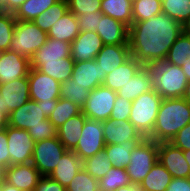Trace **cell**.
I'll use <instances>...</instances> for the list:
<instances>
[{
	"instance_id": "1f68e13d",
	"label": "cell",
	"mask_w": 190,
	"mask_h": 191,
	"mask_svg": "<svg viewBox=\"0 0 190 191\" xmlns=\"http://www.w3.org/2000/svg\"><path fill=\"white\" fill-rule=\"evenodd\" d=\"M59 0H26L14 13L20 21H34L40 14Z\"/></svg>"
},
{
	"instance_id": "f546056e",
	"label": "cell",
	"mask_w": 190,
	"mask_h": 191,
	"mask_svg": "<svg viewBox=\"0 0 190 191\" xmlns=\"http://www.w3.org/2000/svg\"><path fill=\"white\" fill-rule=\"evenodd\" d=\"M139 142L141 141L105 145L104 149L113 167L126 168L130 162L131 152Z\"/></svg>"
},
{
	"instance_id": "f6af8a7d",
	"label": "cell",
	"mask_w": 190,
	"mask_h": 191,
	"mask_svg": "<svg viewBox=\"0 0 190 191\" xmlns=\"http://www.w3.org/2000/svg\"><path fill=\"white\" fill-rule=\"evenodd\" d=\"M131 106L132 101L117 95L109 118L116 120H129Z\"/></svg>"
},
{
	"instance_id": "52a82bcc",
	"label": "cell",
	"mask_w": 190,
	"mask_h": 191,
	"mask_svg": "<svg viewBox=\"0 0 190 191\" xmlns=\"http://www.w3.org/2000/svg\"><path fill=\"white\" fill-rule=\"evenodd\" d=\"M66 151L58 137L36 142L31 163L42 176H49Z\"/></svg>"
},
{
	"instance_id": "f5cc1de1",
	"label": "cell",
	"mask_w": 190,
	"mask_h": 191,
	"mask_svg": "<svg viewBox=\"0 0 190 191\" xmlns=\"http://www.w3.org/2000/svg\"><path fill=\"white\" fill-rule=\"evenodd\" d=\"M26 0H6V12L15 13Z\"/></svg>"
},
{
	"instance_id": "83f0119b",
	"label": "cell",
	"mask_w": 190,
	"mask_h": 191,
	"mask_svg": "<svg viewBox=\"0 0 190 191\" xmlns=\"http://www.w3.org/2000/svg\"><path fill=\"white\" fill-rule=\"evenodd\" d=\"M171 179V174L157 160L150 172L139 184V189L142 191H166Z\"/></svg>"
},
{
	"instance_id": "f35d334b",
	"label": "cell",
	"mask_w": 190,
	"mask_h": 191,
	"mask_svg": "<svg viewBox=\"0 0 190 191\" xmlns=\"http://www.w3.org/2000/svg\"><path fill=\"white\" fill-rule=\"evenodd\" d=\"M162 13V0H135L132 3L133 22L145 21Z\"/></svg>"
},
{
	"instance_id": "6f0895ef",
	"label": "cell",
	"mask_w": 190,
	"mask_h": 191,
	"mask_svg": "<svg viewBox=\"0 0 190 191\" xmlns=\"http://www.w3.org/2000/svg\"><path fill=\"white\" fill-rule=\"evenodd\" d=\"M182 33L190 36V16L181 24Z\"/></svg>"
},
{
	"instance_id": "bcb514c9",
	"label": "cell",
	"mask_w": 190,
	"mask_h": 191,
	"mask_svg": "<svg viewBox=\"0 0 190 191\" xmlns=\"http://www.w3.org/2000/svg\"><path fill=\"white\" fill-rule=\"evenodd\" d=\"M28 132L35 143L57 137V128L54 125H37L31 127Z\"/></svg>"
},
{
	"instance_id": "6da1fadb",
	"label": "cell",
	"mask_w": 190,
	"mask_h": 191,
	"mask_svg": "<svg viewBox=\"0 0 190 191\" xmlns=\"http://www.w3.org/2000/svg\"><path fill=\"white\" fill-rule=\"evenodd\" d=\"M181 34V24L164 13L145 21L132 22L128 36L131 56L143 66L164 61Z\"/></svg>"
},
{
	"instance_id": "ba28073f",
	"label": "cell",
	"mask_w": 190,
	"mask_h": 191,
	"mask_svg": "<svg viewBox=\"0 0 190 191\" xmlns=\"http://www.w3.org/2000/svg\"><path fill=\"white\" fill-rule=\"evenodd\" d=\"M116 96V91L100 85L90 92L82 113L88 119L106 121L110 117Z\"/></svg>"
},
{
	"instance_id": "74e56055",
	"label": "cell",
	"mask_w": 190,
	"mask_h": 191,
	"mask_svg": "<svg viewBox=\"0 0 190 191\" xmlns=\"http://www.w3.org/2000/svg\"><path fill=\"white\" fill-rule=\"evenodd\" d=\"M132 184L126 168L112 167L100 180L99 191H115L117 188Z\"/></svg>"
},
{
	"instance_id": "7402d4cb",
	"label": "cell",
	"mask_w": 190,
	"mask_h": 191,
	"mask_svg": "<svg viewBox=\"0 0 190 191\" xmlns=\"http://www.w3.org/2000/svg\"><path fill=\"white\" fill-rule=\"evenodd\" d=\"M131 57L129 45H103L95 61L103 74H109Z\"/></svg>"
},
{
	"instance_id": "7bdbcfd3",
	"label": "cell",
	"mask_w": 190,
	"mask_h": 191,
	"mask_svg": "<svg viewBox=\"0 0 190 191\" xmlns=\"http://www.w3.org/2000/svg\"><path fill=\"white\" fill-rule=\"evenodd\" d=\"M68 9L75 15L101 11V0H67Z\"/></svg>"
},
{
	"instance_id": "4316f807",
	"label": "cell",
	"mask_w": 190,
	"mask_h": 191,
	"mask_svg": "<svg viewBox=\"0 0 190 191\" xmlns=\"http://www.w3.org/2000/svg\"><path fill=\"white\" fill-rule=\"evenodd\" d=\"M79 32L77 16L68 11L57 22H55V24H53L47 33V36L59 41L72 43V41L78 36Z\"/></svg>"
},
{
	"instance_id": "60d3db41",
	"label": "cell",
	"mask_w": 190,
	"mask_h": 191,
	"mask_svg": "<svg viewBox=\"0 0 190 191\" xmlns=\"http://www.w3.org/2000/svg\"><path fill=\"white\" fill-rule=\"evenodd\" d=\"M13 13L0 12V52L9 50L15 29Z\"/></svg>"
},
{
	"instance_id": "11a10c76",
	"label": "cell",
	"mask_w": 190,
	"mask_h": 191,
	"mask_svg": "<svg viewBox=\"0 0 190 191\" xmlns=\"http://www.w3.org/2000/svg\"><path fill=\"white\" fill-rule=\"evenodd\" d=\"M8 126V116L0 111V130L5 129Z\"/></svg>"
},
{
	"instance_id": "5bb4252c",
	"label": "cell",
	"mask_w": 190,
	"mask_h": 191,
	"mask_svg": "<svg viewBox=\"0 0 190 191\" xmlns=\"http://www.w3.org/2000/svg\"><path fill=\"white\" fill-rule=\"evenodd\" d=\"M158 160L172 178H190V167L184 157L183 150L172 143H158Z\"/></svg>"
},
{
	"instance_id": "6125c7cd",
	"label": "cell",
	"mask_w": 190,
	"mask_h": 191,
	"mask_svg": "<svg viewBox=\"0 0 190 191\" xmlns=\"http://www.w3.org/2000/svg\"><path fill=\"white\" fill-rule=\"evenodd\" d=\"M0 11L6 12V0H0Z\"/></svg>"
},
{
	"instance_id": "f907efd6",
	"label": "cell",
	"mask_w": 190,
	"mask_h": 191,
	"mask_svg": "<svg viewBox=\"0 0 190 191\" xmlns=\"http://www.w3.org/2000/svg\"><path fill=\"white\" fill-rule=\"evenodd\" d=\"M166 191H190V178H172Z\"/></svg>"
},
{
	"instance_id": "ffe728a7",
	"label": "cell",
	"mask_w": 190,
	"mask_h": 191,
	"mask_svg": "<svg viewBox=\"0 0 190 191\" xmlns=\"http://www.w3.org/2000/svg\"><path fill=\"white\" fill-rule=\"evenodd\" d=\"M71 78L75 84L92 91L103 85L106 74H103L100 65L94 60L75 62Z\"/></svg>"
},
{
	"instance_id": "9a60e30c",
	"label": "cell",
	"mask_w": 190,
	"mask_h": 191,
	"mask_svg": "<svg viewBox=\"0 0 190 191\" xmlns=\"http://www.w3.org/2000/svg\"><path fill=\"white\" fill-rule=\"evenodd\" d=\"M30 59L11 50L0 52V84L27 77Z\"/></svg>"
},
{
	"instance_id": "ee69618b",
	"label": "cell",
	"mask_w": 190,
	"mask_h": 191,
	"mask_svg": "<svg viewBox=\"0 0 190 191\" xmlns=\"http://www.w3.org/2000/svg\"><path fill=\"white\" fill-rule=\"evenodd\" d=\"M103 15L104 14L101 11L91 14L76 15L79 31H85V32L98 31L99 20H101V17H103Z\"/></svg>"
},
{
	"instance_id": "4dcf8cb0",
	"label": "cell",
	"mask_w": 190,
	"mask_h": 191,
	"mask_svg": "<svg viewBox=\"0 0 190 191\" xmlns=\"http://www.w3.org/2000/svg\"><path fill=\"white\" fill-rule=\"evenodd\" d=\"M68 11L69 9L67 0H59L42 14H40L33 22L42 31L48 33L53 24H55V22H57Z\"/></svg>"
},
{
	"instance_id": "d6986e66",
	"label": "cell",
	"mask_w": 190,
	"mask_h": 191,
	"mask_svg": "<svg viewBox=\"0 0 190 191\" xmlns=\"http://www.w3.org/2000/svg\"><path fill=\"white\" fill-rule=\"evenodd\" d=\"M68 57H71V43L47 37L46 42L30 59L31 68L38 69L44 63L59 62V59Z\"/></svg>"
},
{
	"instance_id": "9f6ffc18",
	"label": "cell",
	"mask_w": 190,
	"mask_h": 191,
	"mask_svg": "<svg viewBox=\"0 0 190 191\" xmlns=\"http://www.w3.org/2000/svg\"><path fill=\"white\" fill-rule=\"evenodd\" d=\"M115 191H140V189H139V185L129 184L127 186L117 188Z\"/></svg>"
},
{
	"instance_id": "94428289",
	"label": "cell",
	"mask_w": 190,
	"mask_h": 191,
	"mask_svg": "<svg viewBox=\"0 0 190 191\" xmlns=\"http://www.w3.org/2000/svg\"><path fill=\"white\" fill-rule=\"evenodd\" d=\"M183 154H184V157L190 167V149L189 150H186V151H183Z\"/></svg>"
},
{
	"instance_id": "8992f818",
	"label": "cell",
	"mask_w": 190,
	"mask_h": 191,
	"mask_svg": "<svg viewBox=\"0 0 190 191\" xmlns=\"http://www.w3.org/2000/svg\"><path fill=\"white\" fill-rule=\"evenodd\" d=\"M158 160V143L144 138L131 152L126 172L132 184L139 185Z\"/></svg>"
},
{
	"instance_id": "f1b7e54d",
	"label": "cell",
	"mask_w": 190,
	"mask_h": 191,
	"mask_svg": "<svg viewBox=\"0 0 190 191\" xmlns=\"http://www.w3.org/2000/svg\"><path fill=\"white\" fill-rule=\"evenodd\" d=\"M132 3L130 0H101V12L129 28L133 22Z\"/></svg>"
},
{
	"instance_id": "680465c9",
	"label": "cell",
	"mask_w": 190,
	"mask_h": 191,
	"mask_svg": "<svg viewBox=\"0 0 190 191\" xmlns=\"http://www.w3.org/2000/svg\"><path fill=\"white\" fill-rule=\"evenodd\" d=\"M181 68L184 74L186 75L187 80L190 81V61L186 64H183Z\"/></svg>"
},
{
	"instance_id": "be15d7a7",
	"label": "cell",
	"mask_w": 190,
	"mask_h": 191,
	"mask_svg": "<svg viewBox=\"0 0 190 191\" xmlns=\"http://www.w3.org/2000/svg\"><path fill=\"white\" fill-rule=\"evenodd\" d=\"M5 168L0 165V181L4 180Z\"/></svg>"
},
{
	"instance_id": "cb8c5ba5",
	"label": "cell",
	"mask_w": 190,
	"mask_h": 191,
	"mask_svg": "<svg viewBox=\"0 0 190 191\" xmlns=\"http://www.w3.org/2000/svg\"><path fill=\"white\" fill-rule=\"evenodd\" d=\"M151 90H153L152 72L148 66H143L130 81L117 91V95L133 101L141 94Z\"/></svg>"
},
{
	"instance_id": "7a4b0ae2",
	"label": "cell",
	"mask_w": 190,
	"mask_h": 191,
	"mask_svg": "<svg viewBox=\"0 0 190 191\" xmlns=\"http://www.w3.org/2000/svg\"><path fill=\"white\" fill-rule=\"evenodd\" d=\"M190 123V103L183 97L162 99L152 134L157 143L170 142L185 125Z\"/></svg>"
},
{
	"instance_id": "7dc6e473",
	"label": "cell",
	"mask_w": 190,
	"mask_h": 191,
	"mask_svg": "<svg viewBox=\"0 0 190 191\" xmlns=\"http://www.w3.org/2000/svg\"><path fill=\"white\" fill-rule=\"evenodd\" d=\"M170 143L182 149L183 151L190 149V123L185 125L178 133L171 139Z\"/></svg>"
},
{
	"instance_id": "db71d44e",
	"label": "cell",
	"mask_w": 190,
	"mask_h": 191,
	"mask_svg": "<svg viewBox=\"0 0 190 191\" xmlns=\"http://www.w3.org/2000/svg\"><path fill=\"white\" fill-rule=\"evenodd\" d=\"M0 191H21V190L17 189L15 186L10 185L3 180L1 181Z\"/></svg>"
},
{
	"instance_id": "8fae6325",
	"label": "cell",
	"mask_w": 190,
	"mask_h": 191,
	"mask_svg": "<svg viewBox=\"0 0 190 191\" xmlns=\"http://www.w3.org/2000/svg\"><path fill=\"white\" fill-rule=\"evenodd\" d=\"M30 100L28 77L0 84V111L10 113Z\"/></svg>"
},
{
	"instance_id": "ab89813d",
	"label": "cell",
	"mask_w": 190,
	"mask_h": 191,
	"mask_svg": "<svg viewBox=\"0 0 190 191\" xmlns=\"http://www.w3.org/2000/svg\"><path fill=\"white\" fill-rule=\"evenodd\" d=\"M162 13L183 24L190 16V0H162Z\"/></svg>"
},
{
	"instance_id": "8d00e7d4",
	"label": "cell",
	"mask_w": 190,
	"mask_h": 191,
	"mask_svg": "<svg viewBox=\"0 0 190 191\" xmlns=\"http://www.w3.org/2000/svg\"><path fill=\"white\" fill-rule=\"evenodd\" d=\"M82 112V109L76 104L64 98L57 99V105L48 119L58 129L68 119Z\"/></svg>"
},
{
	"instance_id": "91938a15",
	"label": "cell",
	"mask_w": 190,
	"mask_h": 191,
	"mask_svg": "<svg viewBox=\"0 0 190 191\" xmlns=\"http://www.w3.org/2000/svg\"><path fill=\"white\" fill-rule=\"evenodd\" d=\"M186 101L190 103V81L186 84L185 92L182 96Z\"/></svg>"
},
{
	"instance_id": "d4e9b609",
	"label": "cell",
	"mask_w": 190,
	"mask_h": 191,
	"mask_svg": "<svg viewBox=\"0 0 190 191\" xmlns=\"http://www.w3.org/2000/svg\"><path fill=\"white\" fill-rule=\"evenodd\" d=\"M143 67L133 56L114 71L106 75L103 85L113 91H118Z\"/></svg>"
},
{
	"instance_id": "9c48e42d",
	"label": "cell",
	"mask_w": 190,
	"mask_h": 191,
	"mask_svg": "<svg viewBox=\"0 0 190 191\" xmlns=\"http://www.w3.org/2000/svg\"><path fill=\"white\" fill-rule=\"evenodd\" d=\"M8 151L10 155V164H27L32 161L35 141L24 129H17L11 126L5 128Z\"/></svg>"
},
{
	"instance_id": "277c9868",
	"label": "cell",
	"mask_w": 190,
	"mask_h": 191,
	"mask_svg": "<svg viewBox=\"0 0 190 191\" xmlns=\"http://www.w3.org/2000/svg\"><path fill=\"white\" fill-rule=\"evenodd\" d=\"M162 97L151 90L132 101L129 121L144 138L152 134Z\"/></svg>"
},
{
	"instance_id": "4fadbf2b",
	"label": "cell",
	"mask_w": 190,
	"mask_h": 191,
	"mask_svg": "<svg viewBox=\"0 0 190 191\" xmlns=\"http://www.w3.org/2000/svg\"><path fill=\"white\" fill-rule=\"evenodd\" d=\"M42 110V107L38 106L36 101L28 100L21 107L10 113L8 125L27 131L37 125H53Z\"/></svg>"
},
{
	"instance_id": "e575fe53",
	"label": "cell",
	"mask_w": 190,
	"mask_h": 191,
	"mask_svg": "<svg viewBox=\"0 0 190 191\" xmlns=\"http://www.w3.org/2000/svg\"><path fill=\"white\" fill-rule=\"evenodd\" d=\"M83 169L92 177L100 180L112 167L105 149L100 150L95 155L83 161Z\"/></svg>"
},
{
	"instance_id": "44dd1931",
	"label": "cell",
	"mask_w": 190,
	"mask_h": 191,
	"mask_svg": "<svg viewBox=\"0 0 190 191\" xmlns=\"http://www.w3.org/2000/svg\"><path fill=\"white\" fill-rule=\"evenodd\" d=\"M96 33L104 45H129V28L110 16L103 15L101 17Z\"/></svg>"
},
{
	"instance_id": "7c38bea8",
	"label": "cell",
	"mask_w": 190,
	"mask_h": 191,
	"mask_svg": "<svg viewBox=\"0 0 190 191\" xmlns=\"http://www.w3.org/2000/svg\"><path fill=\"white\" fill-rule=\"evenodd\" d=\"M30 100L50 102L60 98V82L42 73L38 69L30 68L28 73Z\"/></svg>"
},
{
	"instance_id": "d6a6232c",
	"label": "cell",
	"mask_w": 190,
	"mask_h": 191,
	"mask_svg": "<svg viewBox=\"0 0 190 191\" xmlns=\"http://www.w3.org/2000/svg\"><path fill=\"white\" fill-rule=\"evenodd\" d=\"M58 61L44 63L38 70L61 83L71 78L75 62L72 57L59 59Z\"/></svg>"
},
{
	"instance_id": "ac0fdd59",
	"label": "cell",
	"mask_w": 190,
	"mask_h": 191,
	"mask_svg": "<svg viewBox=\"0 0 190 191\" xmlns=\"http://www.w3.org/2000/svg\"><path fill=\"white\" fill-rule=\"evenodd\" d=\"M103 45L96 32L80 31L71 43V57L74 62L94 60Z\"/></svg>"
},
{
	"instance_id": "836d02e7",
	"label": "cell",
	"mask_w": 190,
	"mask_h": 191,
	"mask_svg": "<svg viewBox=\"0 0 190 191\" xmlns=\"http://www.w3.org/2000/svg\"><path fill=\"white\" fill-rule=\"evenodd\" d=\"M165 61L181 67L190 61V36L181 34L170 47Z\"/></svg>"
},
{
	"instance_id": "3957f363",
	"label": "cell",
	"mask_w": 190,
	"mask_h": 191,
	"mask_svg": "<svg viewBox=\"0 0 190 191\" xmlns=\"http://www.w3.org/2000/svg\"><path fill=\"white\" fill-rule=\"evenodd\" d=\"M148 67L152 72L153 90L162 99L183 96L188 80L181 67L170 64L165 60Z\"/></svg>"
},
{
	"instance_id": "c3c4849f",
	"label": "cell",
	"mask_w": 190,
	"mask_h": 191,
	"mask_svg": "<svg viewBox=\"0 0 190 191\" xmlns=\"http://www.w3.org/2000/svg\"><path fill=\"white\" fill-rule=\"evenodd\" d=\"M33 191H66V188L50 176H42Z\"/></svg>"
},
{
	"instance_id": "b9f144b4",
	"label": "cell",
	"mask_w": 190,
	"mask_h": 191,
	"mask_svg": "<svg viewBox=\"0 0 190 191\" xmlns=\"http://www.w3.org/2000/svg\"><path fill=\"white\" fill-rule=\"evenodd\" d=\"M66 191H99V180L82 168L73 177Z\"/></svg>"
},
{
	"instance_id": "603a6c76",
	"label": "cell",
	"mask_w": 190,
	"mask_h": 191,
	"mask_svg": "<svg viewBox=\"0 0 190 191\" xmlns=\"http://www.w3.org/2000/svg\"><path fill=\"white\" fill-rule=\"evenodd\" d=\"M82 165V159L74 151L67 150L49 176L67 188L73 177L83 168Z\"/></svg>"
},
{
	"instance_id": "d590c367",
	"label": "cell",
	"mask_w": 190,
	"mask_h": 191,
	"mask_svg": "<svg viewBox=\"0 0 190 191\" xmlns=\"http://www.w3.org/2000/svg\"><path fill=\"white\" fill-rule=\"evenodd\" d=\"M90 92L91 91L86 90L84 87L75 84V80L72 78L60 84V98L67 99L81 109L84 108Z\"/></svg>"
},
{
	"instance_id": "681fc988",
	"label": "cell",
	"mask_w": 190,
	"mask_h": 191,
	"mask_svg": "<svg viewBox=\"0 0 190 191\" xmlns=\"http://www.w3.org/2000/svg\"><path fill=\"white\" fill-rule=\"evenodd\" d=\"M7 143L6 130H0V165H2L4 168H7L11 165Z\"/></svg>"
},
{
	"instance_id": "484cf974",
	"label": "cell",
	"mask_w": 190,
	"mask_h": 191,
	"mask_svg": "<svg viewBox=\"0 0 190 191\" xmlns=\"http://www.w3.org/2000/svg\"><path fill=\"white\" fill-rule=\"evenodd\" d=\"M86 119L87 117L81 112L57 129V137L67 150L73 151L76 148Z\"/></svg>"
},
{
	"instance_id": "816d5d0a",
	"label": "cell",
	"mask_w": 190,
	"mask_h": 191,
	"mask_svg": "<svg viewBox=\"0 0 190 191\" xmlns=\"http://www.w3.org/2000/svg\"><path fill=\"white\" fill-rule=\"evenodd\" d=\"M38 106L42 107V112L48 118L57 105V100H50V102L37 101Z\"/></svg>"
},
{
	"instance_id": "2e32d148",
	"label": "cell",
	"mask_w": 190,
	"mask_h": 191,
	"mask_svg": "<svg viewBox=\"0 0 190 191\" xmlns=\"http://www.w3.org/2000/svg\"><path fill=\"white\" fill-rule=\"evenodd\" d=\"M103 137L106 145L121 144L129 141H142L144 137L129 120L107 119L102 122Z\"/></svg>"
},
{
	"instance_id": "e0dca14e",
	"label": "cell",
	"mask_w": 190,
	"mask_h": 191,
	"mask_svg": "<svg viewBox=\"0 0 190 191\" xmlns=\"http://www.w3.org/2000/svg\"><path fill=\"white\" fill-rule=\"evenodd\" d=\"M41 177L38 169L30 162L5 168L4 181L21 191H33Z\"/></svg>"
},
{
	"instance_id": "30bf717a",
	"label": "cell",
	"mask_w": 190,
	"mask_h": 191,
	"mask_svg": "<svg viewBox=\"0 0 190 191\" xmlns=\"http://www.w3.org/2000/svg\"><path fill=\"white\" fill-rule=\"evenodd\" d=\"M105 145L102 122L87 118L79 142L73 151L84 161L103 150Z\"/></svg>"
},
{
	"instance_id": "5b68a950",
	"label": "cell",
	"mask_w": 190,
	"mask_h": 191,
	"mask_svg": "<svg viewBox=\"0 0 190 191\" xmlns=\"http://www.w3.org/2000/svg\"><path fill=\"white\" fill-rule=\"evenodd\" d=\"M47 33L33 21H15V29L9 50L29 59L46 42Z\"/></svg>"
}]
</instances>
